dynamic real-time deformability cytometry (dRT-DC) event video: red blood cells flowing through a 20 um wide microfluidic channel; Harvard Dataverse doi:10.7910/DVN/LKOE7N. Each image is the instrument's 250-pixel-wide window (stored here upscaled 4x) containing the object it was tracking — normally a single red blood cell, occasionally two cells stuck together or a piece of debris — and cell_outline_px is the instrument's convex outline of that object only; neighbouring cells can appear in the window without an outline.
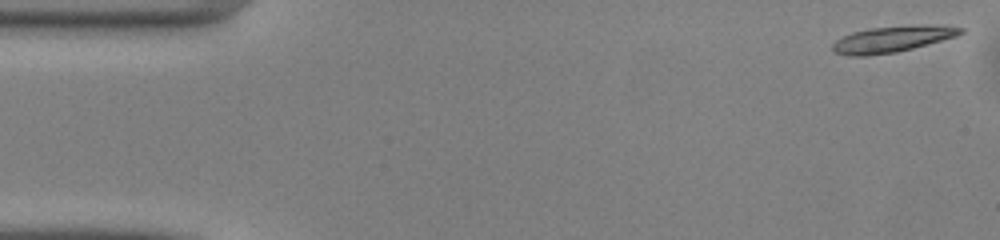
{"species": "common noctule bat (a hibernating species)", "species_latin": "Nyctalus noctula", "temperature_condition": "warm", "stored_images_in_passage": 47, "camera_frame_rate_fps": 3000, "um_per_image_px": 0.085, "animal": {"sex": "male", "body_mass_g": 13.0, "forearm_length_mm": 53.1}, "frame": {"image": 1, "passage_image": 1, "time_ms": 0.0, "image_size_px": [1000, 240], "cell_outline_px": [[964, 32], [956, 36], [912, 48], [896, 52], [868, 56], [848, 56], [832, 52], [832, 44], [836, 40], [852, 32], [868, 28], [924, 24], [964, 28]], "centroid_in_image_um": [75.79, 3.33], "position_along_channel_um": 9.2, "area_um2": 19.48}}
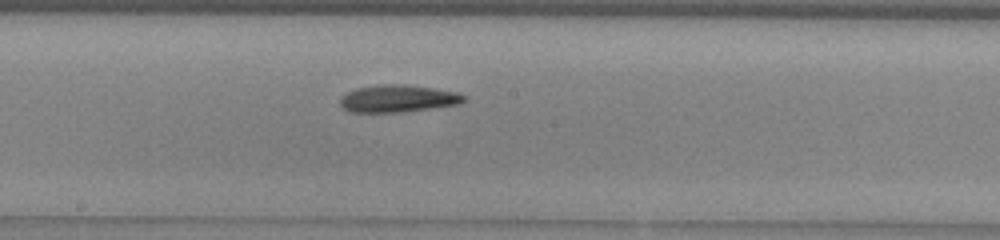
{"frame": {"image": 2, "passage_image": 25, "time_ms": 8.0, "image_size_px": [1000, 240], "cell_outline_px": [[468, 100], [460, 104], [400, 112], [348, 112], [340, 104], [340, 96], [356, 88], [380, 84], [404, 84], [436, 88], [456, 92], [468, 96]], "centroid_in_image_um": [33.85, 8.37], "position_along_channel_um": 214.3, "area_um2": 19.88}}
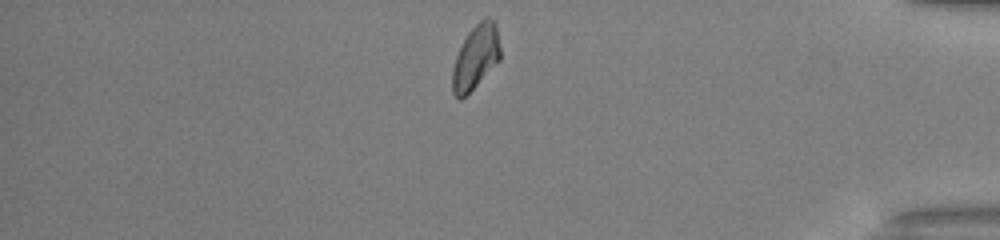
{"frame": {"image": 3, "passage_image": 41, "time_ms": 13.333, "image_size_px": [1000, 240], "cell_outline_px": [[500, 60], [460, 100], [452, 92], [452, 68], [456, 56], [468, 32], [484, 16], [488, 16], [496, 20], [500, 48]], "centroid_in_image_um": [40.45, 4.79], "position_along_channel_um": 394.8, "area_um2": 17.8}, "authors_computed_cell_mechanics": {"area_um2": 18.7272, "velocity_mm_per_s": 4.1003, "shape_relaxation_time_tau1_ms": 4.3808, "shape_relaxation_time_tau2_ms": 6.7619, "deformation_change_tau1": 0.1755, "deformation_change_tau2": 0.1778}}